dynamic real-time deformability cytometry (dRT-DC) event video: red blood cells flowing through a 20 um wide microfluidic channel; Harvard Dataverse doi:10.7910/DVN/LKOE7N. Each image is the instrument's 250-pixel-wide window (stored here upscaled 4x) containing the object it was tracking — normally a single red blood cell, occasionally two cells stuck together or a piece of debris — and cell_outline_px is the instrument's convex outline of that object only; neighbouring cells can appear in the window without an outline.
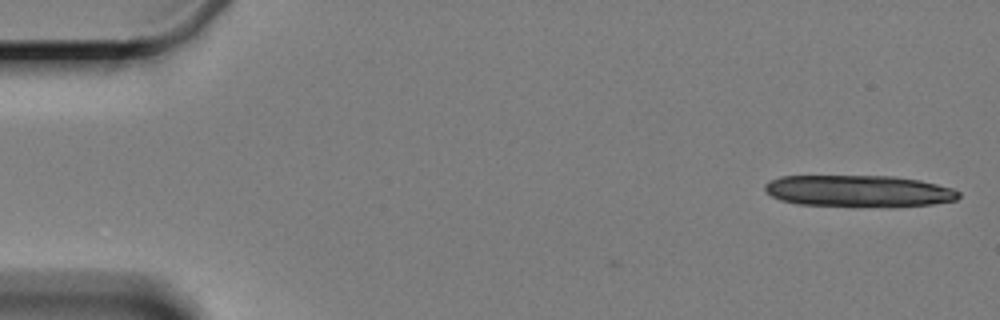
{"species": "Egyptian fruit bat (a non-hibernating species)", "species_latin": "Rousettus aegyptiacus", "temperature_condition": "cold", "stored_images_in_passage": 3, "camera_frame_rate_fps": 3000, "um_per_image_px": 0.085, "animal": {"sex": "female"}, "frame": {"image": 1, "passage_image": 1, "time_ms": 0.0, "image_size_px": [1000, 320], "cell_outline_px": [[960, 196], [956, 200], [932, 204], [888, 208], [796, 204], [780, 200], [764, 192], [764, 184], [780, 176], [896, 176], [920, 180], [952, 188], [960, 192]], "centroid_in_image_um": [73.0, 16.26], "position_along_channel_um": 12.0, "area_um2": 36.47}}